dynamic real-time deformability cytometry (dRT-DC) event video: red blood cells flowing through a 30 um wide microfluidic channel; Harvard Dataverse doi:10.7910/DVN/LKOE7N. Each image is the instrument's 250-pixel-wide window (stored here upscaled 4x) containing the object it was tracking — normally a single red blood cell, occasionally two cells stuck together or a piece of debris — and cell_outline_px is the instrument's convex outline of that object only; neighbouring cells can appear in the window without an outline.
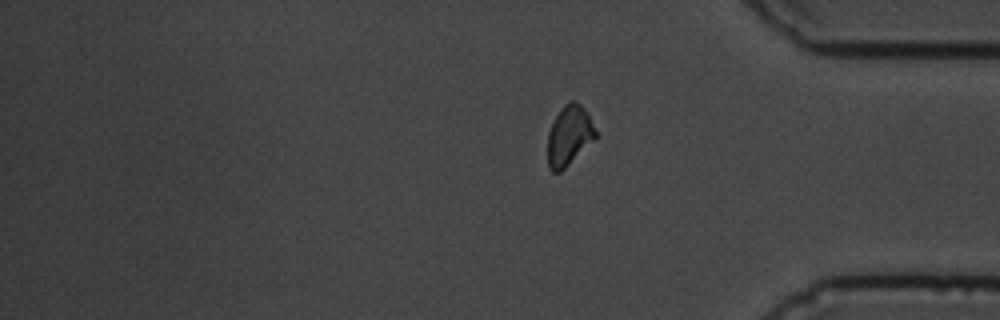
{"species": "common noctule bat (a hibernating species)", "species_latin": "Nyctalus noctula", "temperature_condition": "cold", "stored_images_in_passage": 13, "camera_frame_rate_fps": 3000, "um_per_image_px": 0.085, "animal": {"sex": "male", "body_mass_g": 19.5, "forearm_length_mm": 54.6}, "frame": {"image": 1, "passage_image": 13, "time_ms": 14.667, "image_size_px": [1000, 320], "cell_outline_px": [[596, 136], [560, 172], [552, 172], [548, 168], [548, 132], [560, 108], [564, 104], [572, 100], [580, 104], [588, 112], [596, 132]], "centroid_in_image_um": [48.35, 11.5], "position_along_channel_um": 386.8, "area_um2": 16.36}}